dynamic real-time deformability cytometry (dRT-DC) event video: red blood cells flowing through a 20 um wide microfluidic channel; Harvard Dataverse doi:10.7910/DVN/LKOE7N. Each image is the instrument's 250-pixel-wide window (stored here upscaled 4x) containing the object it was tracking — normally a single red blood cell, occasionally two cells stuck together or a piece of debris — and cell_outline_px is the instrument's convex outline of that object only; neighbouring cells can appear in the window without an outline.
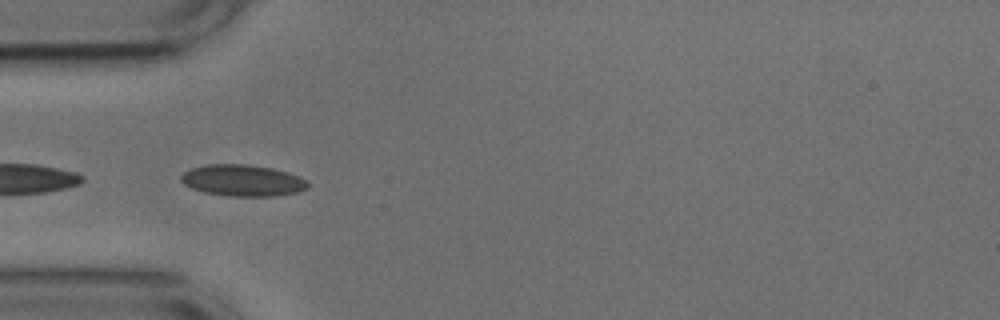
{"species": "common noctule bat (a hibernating species)", "species_latin": "Nyctalus noctula", "temperature_condition": "cold", "stored_images_in_passage": 38, "camera_frame_rate_fps": 3000, "um_per_image_px": 0.085, "animal": {"sex": "male", "body_mass_g": 17.9, "forearm_length_mm": 54.2}, "frame": {"image": 1, "passage_image": 15, "time_ms": 4.667, "image_size_px": [1000, 320], "cell_outline_px": [[308, 188], [296, 192], [276, 196], [228, 196], [204, 192], [192, 188], [184, 184], [180, 180], [180, 176], [184, 172], [192, 168], [208, 164], [248, 164], [272, 168], [288, 172], [300, 176], [308, 180]], "centroid_in_image_um": [20.64, 15.33], "position_along_channel_um": 64.4, "area_um2": 23.35}}
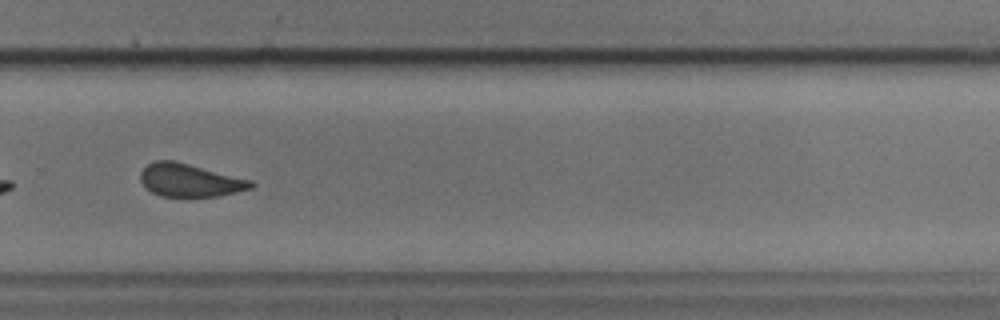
{"frame": {"image": 2, "passage_image": 35, "time_ms": 11.333, "image_size_px": [1000, 320], "cell_outline_px": [[256, 184], [252, 188], [216, 196], [160, 196], [152, 192], [140, 180], [140, 172], [152, 160], [176, 160], [252, 180]], "centroid_in_image_um": [16.13, 15.3], "position_along_channel_um": 313.7, "area_um2": 21.21}}